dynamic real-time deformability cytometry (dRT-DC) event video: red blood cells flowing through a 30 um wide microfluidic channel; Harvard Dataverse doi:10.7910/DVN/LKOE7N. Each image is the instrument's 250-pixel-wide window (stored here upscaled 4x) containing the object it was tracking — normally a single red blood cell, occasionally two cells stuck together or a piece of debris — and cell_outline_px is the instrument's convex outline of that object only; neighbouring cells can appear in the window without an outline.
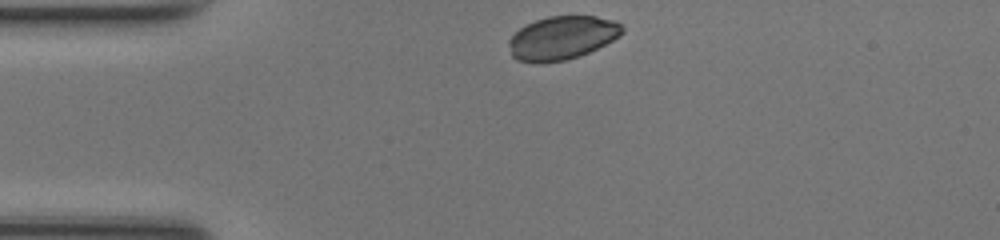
{"species": "common noctule bat (a hibernating species)", "species_latin": "Nyctalus noctula", "temperature_condition": "room temperature", "stored_images_in_passage": 31, "camera_frame_rate_fps": 3000, "um_per_image_px": 0.085, "animal": {"sex": "female", "body_mass_g": 17.0, "forearm_length_mm": 48.0}, "frame": {"image": 1, "passage_image": 1, "time_ms": 0.0, "image_size_px": [1000, 240], "cell_outline_px": [[624, 32], [620, 36], [588, 52], [564, 60], [540, 64], [516, 60], [512, 56], [508, 44], [508, 40], [520, 28], [536, 20], [548, 16], [596, 16], [616, 20], [624, 28]], "centroid_in_image_um": [47.77, 3.21], "position_along_channel_um": 37.2, "area_um2": 28.67}}
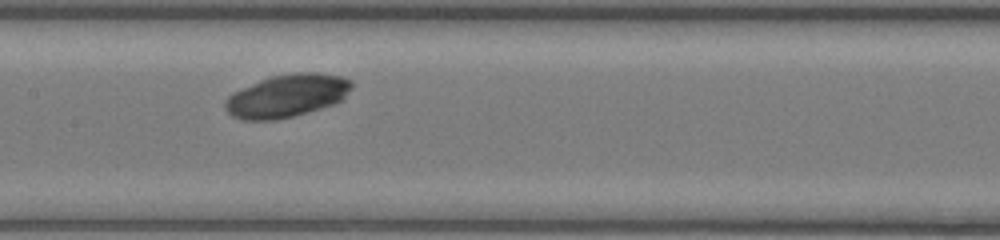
{"frame": {"image": 2, "passage_image": 14, "time_ms": 4.333, "image_size_px": [1000, 240], "cell_outline_px": [[352, 88], [340, 100], [332, 104], [308, 112], [276, 120], [244, 120], [232, 116], [224, 108], [224, 104], [228, 96], [232, 92], [268, 76], [288, 72], [320, 72], [340, 76], [352, 80]], "centroid_in_image_um": [24.36, 8.12], "position_along_channel_um": 183.0, "area_um2": 31.79}}
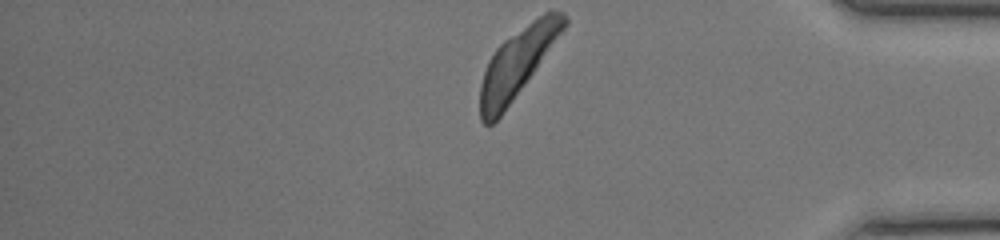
{"frame": {"image": 3, "passage_image": 31, "time_ms": 10.0, "image_size_px": [1000, 240], "cell_outline_px": [[568, 24], [524, 84], [500, 116], [488, 128], [480, 120], [480, 84], [488, 60], [496, 48], [504, 40], [532, 20], [544, 12], [564, 12], [568, 20]], "centroid_in_image_um": [43.94, 5.35], "position_along_channel_um": 391.3, "area_um2": 32.77}}